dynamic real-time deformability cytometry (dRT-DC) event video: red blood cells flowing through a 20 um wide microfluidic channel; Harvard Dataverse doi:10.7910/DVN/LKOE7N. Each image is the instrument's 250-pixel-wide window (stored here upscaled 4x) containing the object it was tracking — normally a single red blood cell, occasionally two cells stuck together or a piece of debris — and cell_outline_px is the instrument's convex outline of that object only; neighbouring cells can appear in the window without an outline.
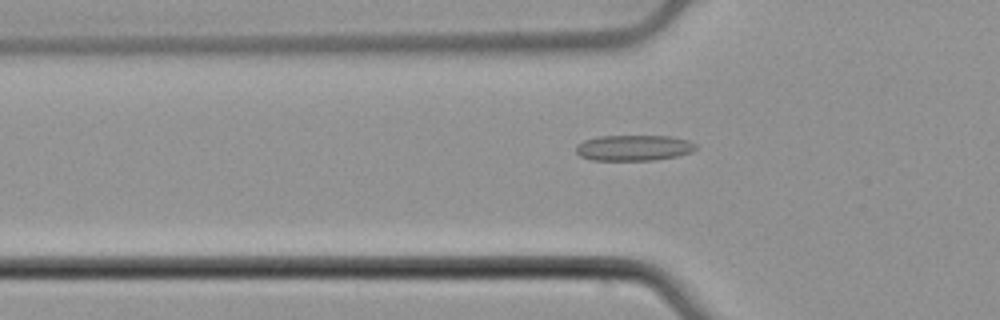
{"species": "common noctule bat (a hibernating species)", "species_latin": "Nyctalus noctula", "temperature_condition": "cold", "stored_images_in_passage": 53, "camera_frame_rate_fps": 3000, "um_per_image_px": 0.085, "animal": {"sex": "male", "body_mass_g": 21.5, "forearm_length_mm": 52.0}, "frame": {"image": 1, "passage_image": 18, "time_ms": 5.667, "image_size_px": [1000, 320], "cell_outline_px": [[696, 148], [692, 152], [680, 156], [652, 160], [592, 160], [580, 156], [576, 152], [576, 144], [584, 140], [600, 136], [672, 136], [688, 140], [696, 144]], "centroid_in_image_um": [53.88, 12.56], "position_along_channel_um": 71.9, "area_um2": 18.09}}
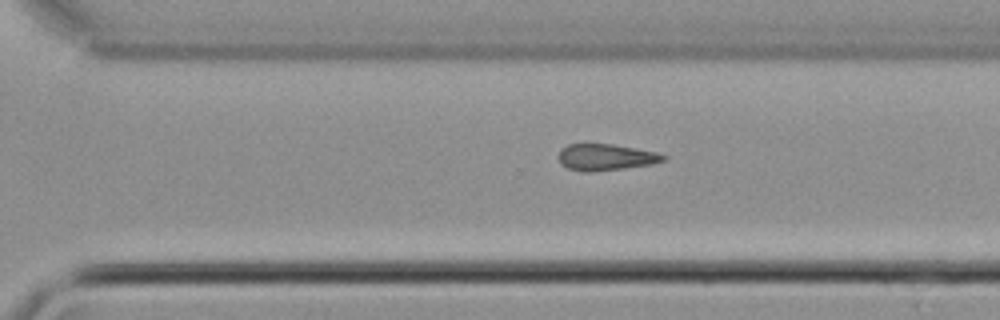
{"frame": {"image": 2, "passage_image": 37, "time_ms": 12.0, "image_size_px": [1000, 320], "cell_outline_px": [[668, 156], [664, 160], [652, 164], [624, 168], [592, 172], [588, 172], [568, 168], [560, 164], [556, 156], [560, 148], [568, 144], [612, 144], [636, 148], [656, 152]], "centroid_in_image_um": [51.44, 13.35], "position_along_channel_um": 319.2, "area_um2": 16.3}}
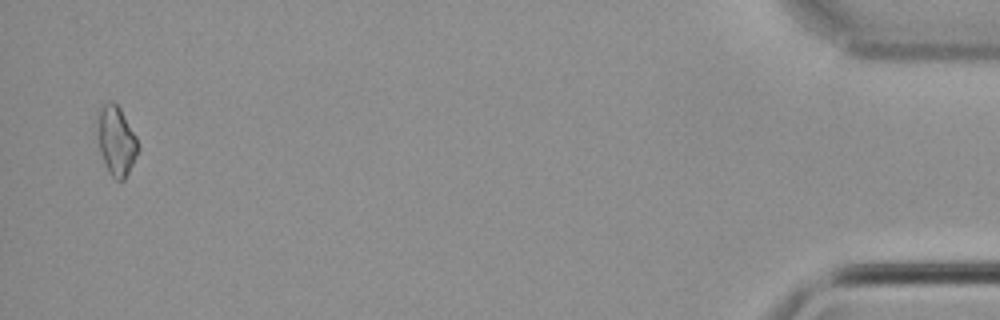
{"frame": {"image": 3, "passage_image": 52, "time_ms": 17.0, "image_size_px": [1000, 320], "cell_outline_px": [[140, 148], [124, 180], [116, 180], [112, 176], [100, 152], [96, 136], [96, 116], [100, 108], [108, 100], [112, 100], [120, 108], [136, 136]], "centroid_in_image_um": [9.85, 11.9], "position_along_channel_um": 425.3, "area_um2": 16.53}}